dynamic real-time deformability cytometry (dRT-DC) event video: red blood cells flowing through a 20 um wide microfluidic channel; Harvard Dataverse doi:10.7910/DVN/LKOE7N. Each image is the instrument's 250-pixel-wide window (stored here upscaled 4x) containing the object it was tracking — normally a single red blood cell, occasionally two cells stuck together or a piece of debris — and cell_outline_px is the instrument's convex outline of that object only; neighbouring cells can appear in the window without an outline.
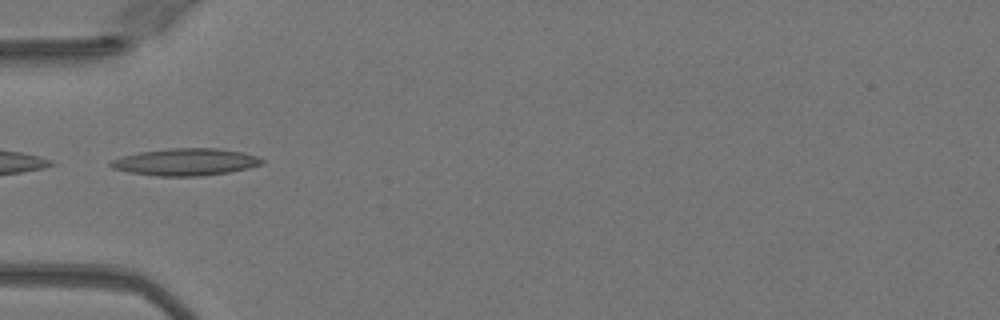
{"species": "Egyptian fruit bat (a non-hibernating species)", "species_latin": "Rousettus aegyptiacus", "temperature_condition": "warm", "stored_images_in_passage": 34, "camera_frame_rate_fps": 3000, "um_per_image_px": 0.085, "animal": {"sex": "female"}, "frame": {"image": 1, "passage_image": 1, "time_ms": 0.0, "image_size_px": [1000, 320], "cell_outline_px": [[264, 164], [248, 168], [228, 172], [204, 176], [156, 176], [128, 172], [112, 168], [108, 164], [108, 160], [140, 152], [168, 148], [216, 148], [240, 152], [256, 156], [264, 160]], "centroid_in_image_um": [15.74, 13.77], "position_along_channel_um": 69.3, "area_um2": 23.93}}
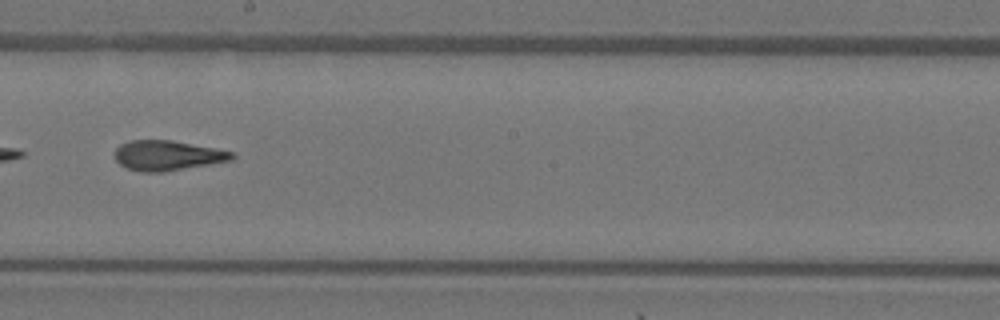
{"frame": {"image": 2, "passage_image": 13, "time_ms": 4.0, "image_size_px": [1000, 320], "cell_outline_px": [[236, 156], [232, 160], [164, 172], [140, 172], [128, 168], [120, 164], [116, 160], [116, 148], [120, 144], [132, 140], [172, 140], [236, 152]], "centroid_in_image_um": [14.26, 13.21], "position_along_channel_um": 233.9, "area_um2": 20.46}}
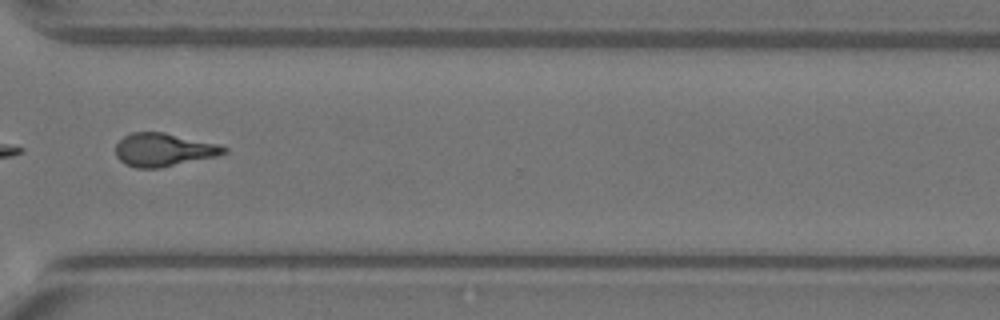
{"frame": {"image": 3, "passage_image": 22, "time_ms": 7.0, "image_size_px": [1000, 320], "cell_outline_px": [[228, 152], [216, 156], [160, 168], [136, 168], [124, 164], [116, 156], [116, 144], [124, 136], [132, 132], [164, 132], [220, 144], [228, 148]], "centroid_in_image_um": [13.92, 12.73], "position_along_channel_um": 356.7, "area_um2": 21.04}, "authors_computed_cell_mechanics": {"area_um2": 20.519, "velocity_mm_per_s": 4.1113, "shape_relaxation_time_tau1_ms": 9.1626, "shape_relaxation_time_tau2_ms": 2.0821, "deformation_change_tau1": 0.3103, "deformation_change_tau2": 0.1103}}